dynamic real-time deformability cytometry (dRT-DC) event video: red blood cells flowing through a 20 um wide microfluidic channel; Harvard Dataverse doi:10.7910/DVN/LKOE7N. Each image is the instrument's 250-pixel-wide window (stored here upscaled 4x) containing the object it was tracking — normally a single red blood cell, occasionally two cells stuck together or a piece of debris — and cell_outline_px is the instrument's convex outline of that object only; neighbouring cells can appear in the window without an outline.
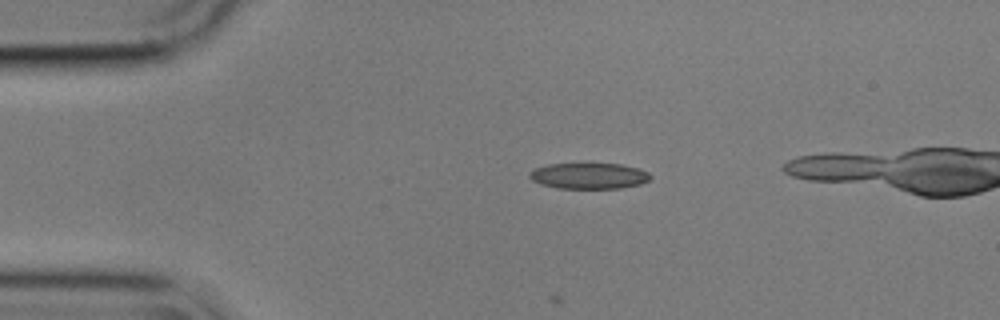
{"species": "common noctule bat (a hibernating species)", "species_latin": "Nyctalus noctula", "temperature_condition": "cold", "stored_images_in_passage": 28, "camera_frame_rate_fps": 3000, "um_per_image_px": 0.085, "animal": {"sex": "male", "body_mass_g": 17.9}, "frame": {"image": 1, "passage_image": 4, "time_ms": 1.0, "image_size_px": [1000, 320], "cell_outline_px": [[652, 176], [648, 180], [640, 184], [620, 188], [556, 188], [540, 184], [532, 180], [528, 176], [528, 172], [536, 168], [548, 164], [588, 160], [620, 164], [636, 168], [648, 172]], "centroid_in_image_um": [50.01, 14.89], "position_along_channel_um": 35.0, "area_um2": 19.19}}
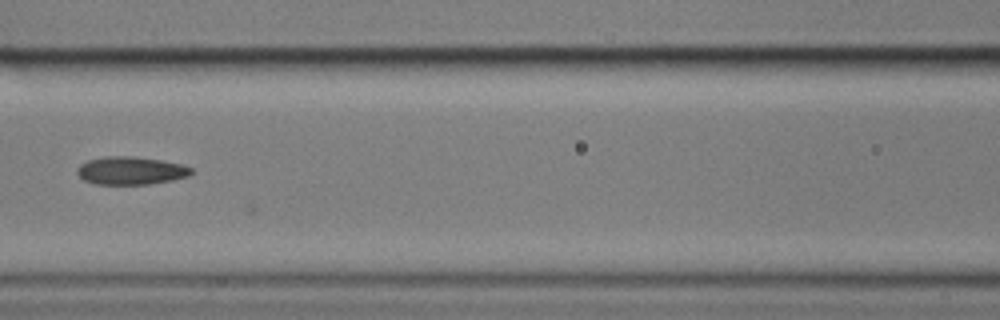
{"frame": {"image": 2, "passage_image": 17, "time_ms": 5.333, "image_size_px": [1000, 320], "cell_outline_px": [[192, 172], [188, 176], [172, 180], [148, 184], [92, 184], [84, 180], [76, 172], [76, 168], [80, 164], [88, 160], [104, 156], [132, 156], [160, 160], [184, 164], [192, 168]], "centroid_in_image_um": [11.1, 14.5], "position_along_channel_um": 155.5, "area_um2": 18.67}}
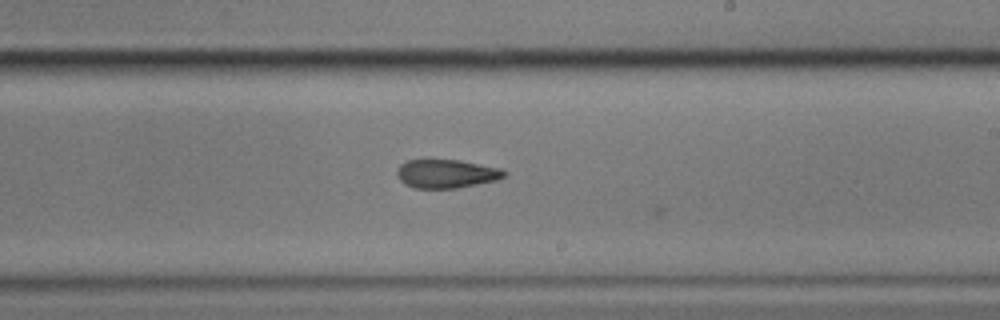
{"frame": {"image": 3, "passage_image": 25, "time_ms": 8.0, "image_size_px": [1000, 320], "cell_outline_px": [[508, 172], [504, 176], [496, 180], [456, 188], [412, 188], [404, 184], [400, 180], [396, 172], [400, 164], [408, 160], [460, 160], [500, 168]], "centroid_in_image_um": [37.92, 14.77], "position_along_channel_um": 251.1, "area_um2": 17.8}}